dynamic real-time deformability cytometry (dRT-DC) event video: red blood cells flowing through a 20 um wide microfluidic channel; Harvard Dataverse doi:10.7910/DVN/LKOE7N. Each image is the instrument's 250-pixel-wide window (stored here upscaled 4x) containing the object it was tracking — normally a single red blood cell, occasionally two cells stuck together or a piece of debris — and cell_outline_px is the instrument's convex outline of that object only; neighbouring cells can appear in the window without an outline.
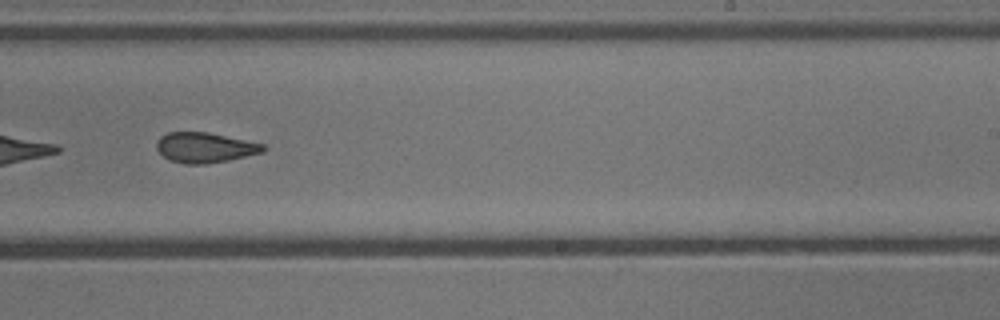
{"species": "common noctule bat (a hibernating species)", "species_latin": "Nyctalus noctula", "temperature_condition": "cold", "stored_images_in_passage": 45, "camera_frame_rate_fps": 3000, "um_per_image_px": 0.085, "animal": {"sex": "male", "body_mass_g": 13.3}, "frame": {"image": 1, "passage_image": 26, "time_ms": 8.333, "image_size_px": [1000, 320], "cell_outline_px": [[264, 152], [228, 160], [204, 164], [184, 164], [168, 160], [156, 148], [156, 144], [160, 136], [168, 132], [208, 132], [264, 144]], "centroid_in_image_um": [17.39, 12.54], "position_along_channel_um": 271.6, "area_um2": 18.67}, "authors_computed_cell_mechanics": {"area_um2": 19.7676, "velocity_mm_per_s": 3.8611, "shape_relaxation_time_tau1_ms": 7.4316, "shape_relaxation_time_tau2_ms": 2.761, "deformation_change_tau1": 0.1433, "deformation_change_tau2": 0.0913}}